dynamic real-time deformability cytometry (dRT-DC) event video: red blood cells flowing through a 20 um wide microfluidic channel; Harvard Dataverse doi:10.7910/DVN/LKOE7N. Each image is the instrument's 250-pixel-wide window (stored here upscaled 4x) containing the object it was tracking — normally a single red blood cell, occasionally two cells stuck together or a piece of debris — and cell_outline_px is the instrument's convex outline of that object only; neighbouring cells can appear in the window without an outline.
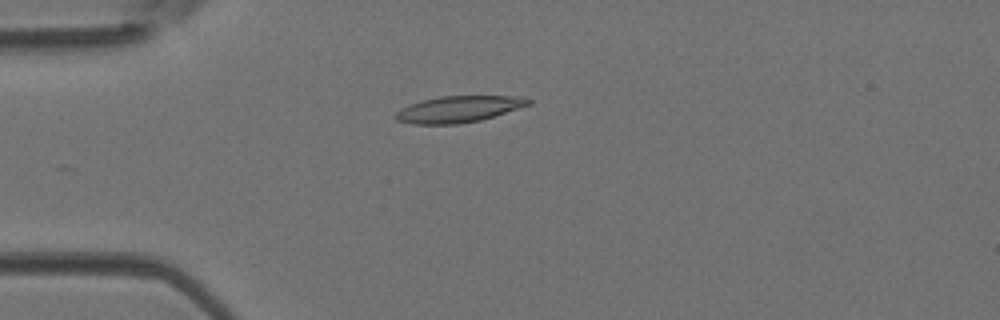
{"species": "Egyptian fruit bat (a non-hibernating species)", "species_latin": "Rousettus aegyptiacus", "temperature_condition": "room temperature", "stored_images_in_passage": 5, "camera_frame_rate_fps": 3000, "um_per_image_px": 0.085, "animal": {"sex": "female"}, "frame": {"image": 1, "passage_image": 4, "time_ms": 1.0, "image_size_px": [1000, 320], "cell_outline_px": [[532, 104], [480, 120], [456, 124], [412, 124], [396, 120], [392, 116], [400, 108], [420, 100], [440, 96], [516, 96], [532, 100]], "centroid_in_image_um": [38.92, 9.27], "position_along_channel_um": 46.1, "area_um2": 20.46}}